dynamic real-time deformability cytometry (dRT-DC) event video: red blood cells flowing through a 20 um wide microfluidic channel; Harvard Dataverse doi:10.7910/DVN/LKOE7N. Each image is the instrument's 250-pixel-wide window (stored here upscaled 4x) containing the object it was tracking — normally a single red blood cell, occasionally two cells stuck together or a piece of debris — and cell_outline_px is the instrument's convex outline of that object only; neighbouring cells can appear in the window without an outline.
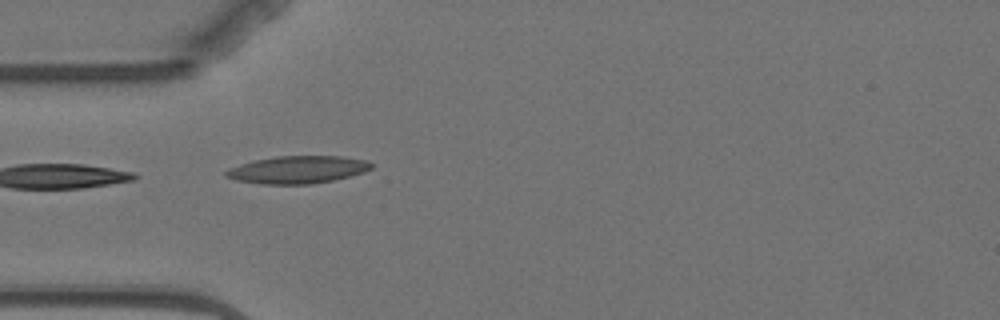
{"species": "Egyptian fruit bat (a non-hibernating species)", "species_latin": "Rousettus aegyptiacus", "temperature_condition": "warm", "stored_images_in_passage": 12, "camera_frame_rate_fps": 3000, "um_per_image_px": 0.085, "animal": {"sex": "female"}, "frame": {"image": 1, "passage_image": 2, "time_ms": 2.0, "image_size_px": [1000, 320], "cell_outline_px": [[372, 168], [364, 172], [332, 180], [312, 184], [260, 184], [236, 180], [224, 176], [224, 172], [228, 168], [240, 164], [256, 160], [276, 156], [340, 156], [368, 160], [372, 164]], "centroid_in_image_um": [25.28, 14.42], "position_along_channel_um": 59.7, "area_um2": 23.29}}
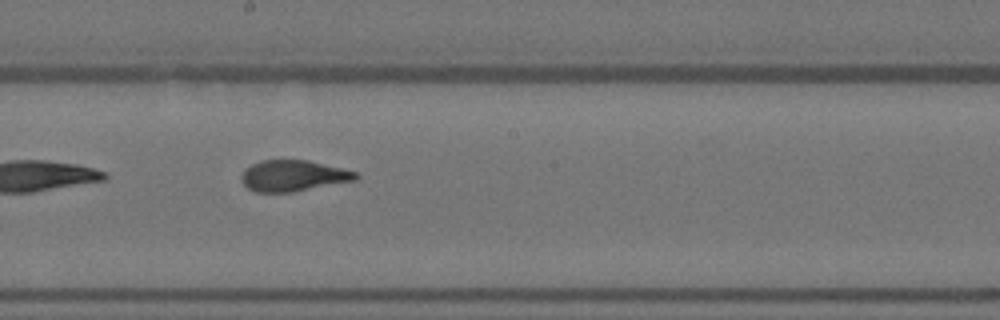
{"frame": {"image": 2, "passage_image": 6, "time_ms": 6.667, "image_size_px": [1000, 320], "cell_outline_px": [[360, 176], [356, 180], [292, 192], [256, 192], [248, 188], [240, 180], [240, 176], [244, 168], [260, 160], [308, 160], [356, 172]], "centroid_in_image_um": [24.88, 14.94], "position_along_channel_um": 223.3, "area_um2": 20.69}}
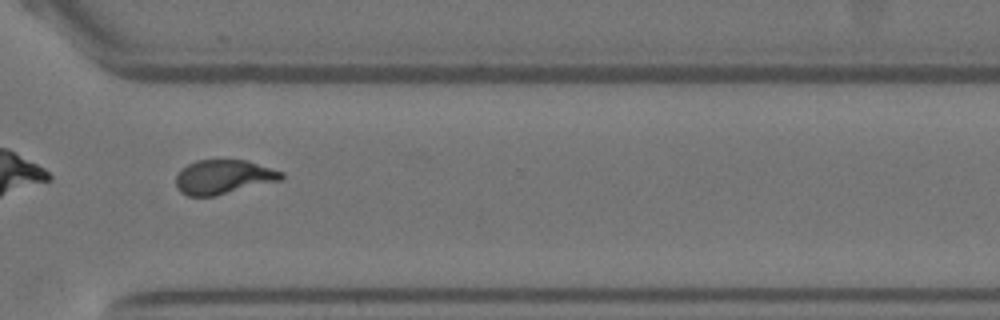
{"frame": {"image": 3, "passage_image": 9, "time_ms": 10.333, "image_size_px": [1000, 320], "cell_outline_px": [[284, 176], [280, 180], [216, 196], [188, 196], [180, 192], [176, 188], [176, 176], [180, 168], [196, 160], [248, 160], [284, 172]], "centroid_in_image_um": [18.97, 15.04], "position_along_channel_um": 351.6, "area_um2": 21.21}, "authors_computed_cell_mechanics": {"area_um2": 21.2704, "velocity_mm_per_s": 3.5093, "shape_relaxation_time_tau1_ms": 4.5917, "shape_relaxation_time_tau2_ms": 0.6024, "deformation_change_tau1": 0.1621, "deformation_change_tau2": 0.0576}}